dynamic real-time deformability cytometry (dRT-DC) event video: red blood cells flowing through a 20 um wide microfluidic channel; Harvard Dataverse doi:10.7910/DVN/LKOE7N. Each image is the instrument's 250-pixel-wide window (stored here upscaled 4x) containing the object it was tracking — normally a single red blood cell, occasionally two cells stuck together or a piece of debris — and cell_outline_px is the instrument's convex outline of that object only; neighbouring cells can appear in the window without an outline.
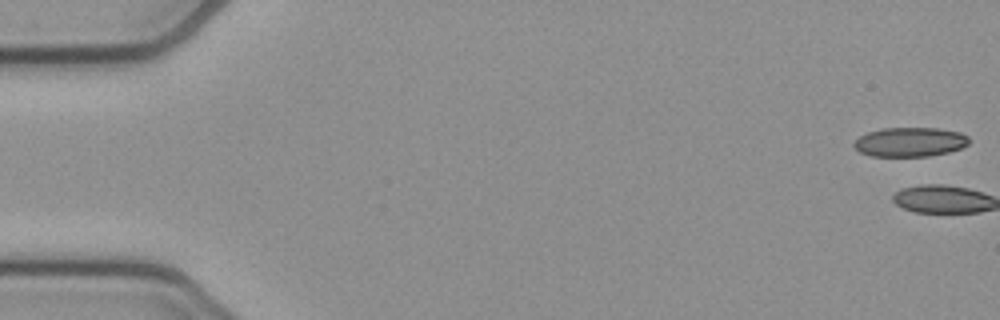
{"species": "common noctule bat (a hibernating species)", "species_latin": "Nyctalus noctula", "temperature_condition": "cold", "stored_images_in_passage": 2, "camera_frame_rate_fps": 3000, "um_per_image_px": 0.085, "animal": {"sex": "female", "body_mass_g": 21.9}, "frame": {"image": 1, "passage_image": 1, "time_ms": 0.0, "image_size_px": [1000, 320], "cell_outline_px": [[972, 140], [968, 144], [960, 148], [948, 152], [928, 156], [872, 156], [860, 152], [852, 144], [860, 136], [868, 132], [880, 128], [936, 128], [960, 132], [968, 136]], "centroid_in_image_um": [77.36, 12.06], "position_along_channel_um": 7.6, "area_um2": 19.65}}